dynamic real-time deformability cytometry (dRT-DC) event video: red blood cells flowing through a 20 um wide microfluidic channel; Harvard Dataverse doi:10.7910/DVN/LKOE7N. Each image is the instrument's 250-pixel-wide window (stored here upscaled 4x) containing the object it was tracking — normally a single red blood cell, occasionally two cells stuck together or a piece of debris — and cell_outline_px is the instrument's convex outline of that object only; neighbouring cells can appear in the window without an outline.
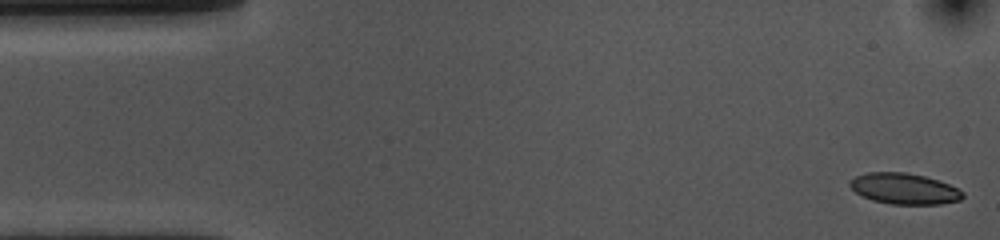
{"species": "common noctule bat (a hibernating species)", "species_latin": "Nyctalus noctula", "temperature_condition": "cold", "stored_images_in_passage": 53, "camera_frame_rate_fps": 3000, "um_per_image_px": 0.085, "animal": {"sex": "female", "body_mass_g": 10.0, "forearm_length_mm": 53.1}, "frame": {"image": 1, "passage_image": 1, "time_ms": 0.0, "image_size_px": [1000, 240], "cell_outline_px": [[964, 196], [960, 200], [940, 204], [892, 204], [872, 200], [856, 192], [848, 184], [848, 180], [856, 176], [868, 172], [908, 172], [924, 176], [948, 184], [964, 192]], "centroid_in_image_um": [76.84, 16.03], "position_along_channel_um": 8.2, "area_um2": 20.23}}
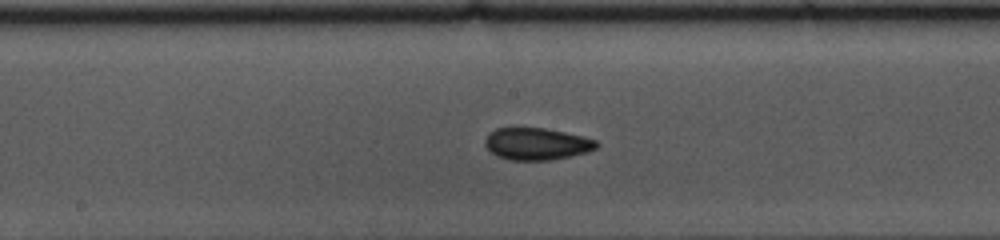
{"frame": {"image": 2, "passage_image": 26, "time_ms": 8.333, "image_size_px": [1000, 240], "cell_outline_px": [[600, 144], [596, 148], [588, 152], [572, 156], [548, 160], [512, 160], [496, 156], [484, 144], [484, 140], [488, 132], [496, 128], [544, 128], [584, 136], [596, 140]], "centroid_in_image_um": [45.62, 12.23], "position_along_channel_um": 202.6, "area_um2": 20.92}}
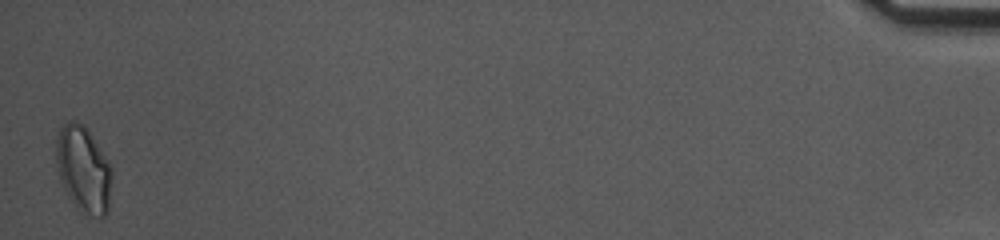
{"frame": {"image": 3, "passage_image": 53, "time_ms": 17.333, "image_size_px": [1000, 240], "cell_outline_px": [[112, 176], [108, 212], [104, 216], [84, 216], [80, 212], [68, 196], [60, 180], [56, 160], [56, 140], [60, 128], [68, 120], [76, 120], [88, 132], [108, 160], [112, 168]], "centroid_in_image_um": [7.09, 14.44], "position_along_channel_um": 428.1, "area_um2": 27.92}, "authors_computed_cell_mechanics": {"area_um2": 20.6924, "velocity_mm_per_s": 3.6254, "shape_relaxation_time_tau1_ms": 7.0462, "shape_relaxation_time_tau2_ms": 2.368, "deformation_change_tau1": 0.1244, "deformation_change_tau2": 0.0716}}